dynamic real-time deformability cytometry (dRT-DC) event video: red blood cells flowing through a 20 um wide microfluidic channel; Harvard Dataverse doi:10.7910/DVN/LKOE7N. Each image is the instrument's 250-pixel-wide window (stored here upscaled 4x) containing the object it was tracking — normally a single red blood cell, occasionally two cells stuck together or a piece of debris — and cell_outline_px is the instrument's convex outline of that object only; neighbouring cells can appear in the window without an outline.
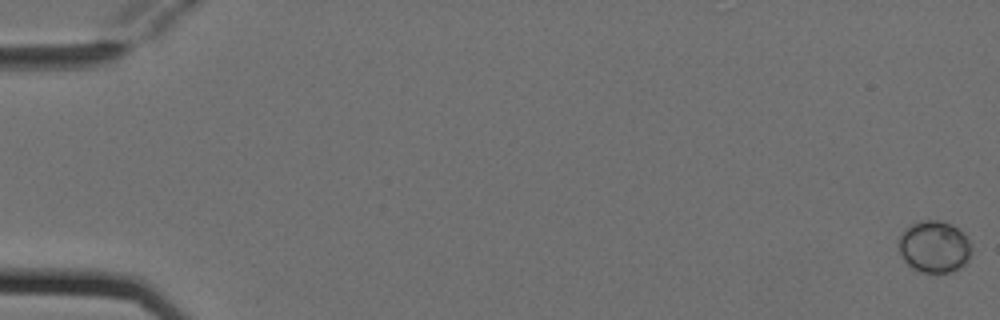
{"species": "Egyptian fruit bat (a non-hibernating species)", "species_latin": "Rousettus aegyptiacus", "temperature_condition": "cold", "stored_images_in_passage": 5, "camera_frame_rate_fps": 3000, "um_per_image_px": 0.085, "animal": {"sex": "female"}, "frame": {"image": 1, "passage_image": 1, "time_ms": 0.0, "image_size_px": [1000, 320], "cell_outline_px": [[972, 252], [968, 260], [964, 264], [952, 272], [920, 272], [912, 268], [900, 256], [896, 244], [896, 240], [904, 228], [920, 220], [940, 220], [956, 228], [968, 236], [972, 244]], "centroid_in_image_um": [79.38, 20.96], "position_along_channel_um": 5.6, "area_um2": 22.48}}
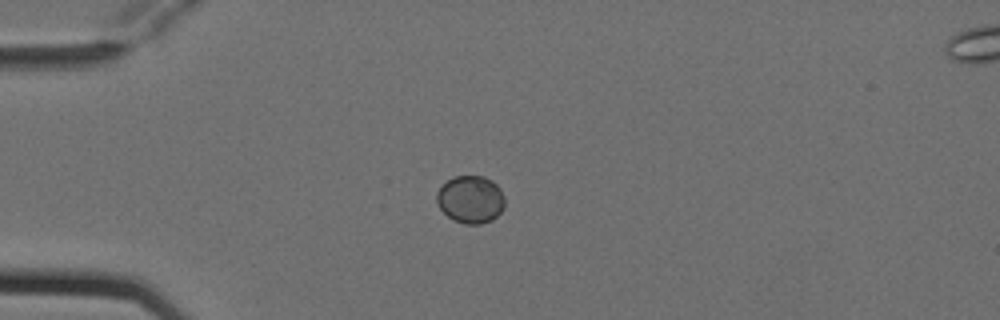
{"frame": {"image": 2, "passage_image": 4, "time_ms": 1.0, "image_size_px": [1000, 320], "cell_outline_px": [[504, 208], [492, 220], [480, 224], [464, 224], [452, 220], [440, 208], [436, 200], [436, 192], [448, 180], [456, 176], [484, 176], [492, 180], [500, 188], [504, 196]], "centroid_in_image_um": [40.01, 16.95], "position_along_channel_um": 45.0, "area_um2": 18.9}}